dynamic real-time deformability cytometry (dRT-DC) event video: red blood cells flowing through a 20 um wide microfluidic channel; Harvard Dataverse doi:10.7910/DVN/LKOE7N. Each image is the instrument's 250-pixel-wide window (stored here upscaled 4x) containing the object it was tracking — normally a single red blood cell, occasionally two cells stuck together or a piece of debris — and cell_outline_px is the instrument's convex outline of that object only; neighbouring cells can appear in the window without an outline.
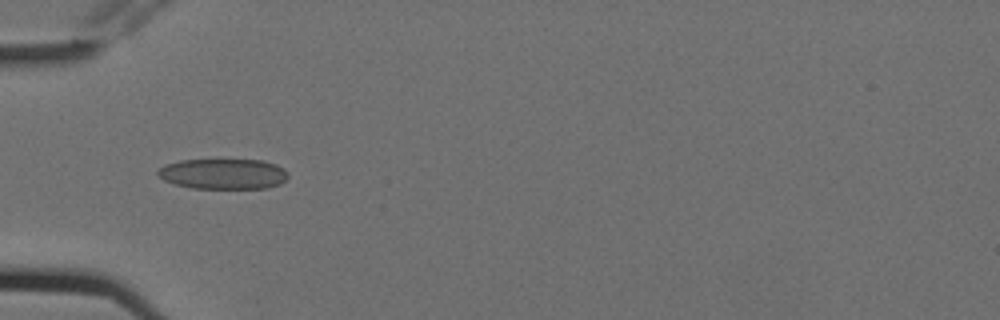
{"species": "Egyptian fruit bat (a non-hibernating species)", "species_latin": "Rousettus aegyptiacus", "temperature_condition": "cold", "stored_images_in_passage": 2, "camera_frame_rate_fps": 3000, "um_per_image_px": 0.085, "animal": {"sex": "female"}, "frame": {"image": 1, "passage_image": 1, "time_ms": 0.0, "image_size_px": [1000, 320], "cell_outline_px": [[288, 176], [280, 184], [268, 188], [192, 188], [176, 184], [164, 180], [156, 176], [156, 172], [164, 164], [180, 160], [264, 160], [276, 164], [284, 168], [288, 172]], "centroid_in_image_um": [18.97, 14.77], "position_along_channel_um": 66.0, "area_um2": 23.24}}
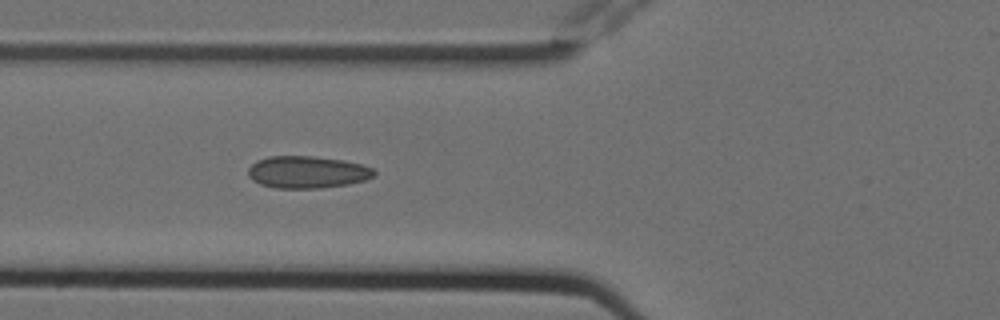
{"frame": {"image": 2, "passage_image": 2, "time_ms": 0.333, "image_size_px": [1000, 320], "cell_outline_px": [[376, 176], [364, 180], [348, 184], [320, 188], [276, 188], [260, 184], [252, 180], [248, 176], [248, 168], [256, 160], [268, 156], [312, 156], [344, 160], [360, 164], [372, 168], [376, 172]], "centroid_in_image_um": [26.1, 14.62], "position_along_channel_um": 99.7, "area_um2": 23.7}}